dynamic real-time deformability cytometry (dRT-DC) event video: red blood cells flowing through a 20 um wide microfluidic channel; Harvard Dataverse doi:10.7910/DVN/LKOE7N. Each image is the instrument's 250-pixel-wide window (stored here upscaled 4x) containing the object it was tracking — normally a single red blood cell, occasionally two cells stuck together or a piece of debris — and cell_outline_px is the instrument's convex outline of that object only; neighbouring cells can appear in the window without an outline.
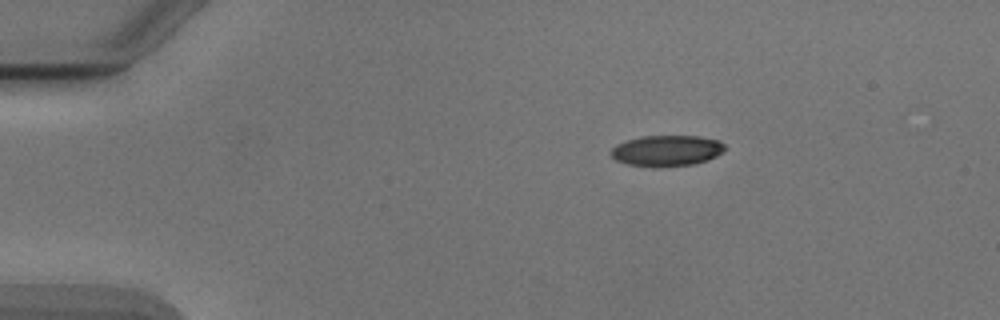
{"species": "Egyptian fruit bat (a non-hibernating species)", "species_latin": "Rousettus aegyptiacus", "temperature_condition": "cold", "stored_images_in_passage": 45, "camera_frame_rate_fps": 3000, "um_per_image_px": 0.085, "animal": {"sex": "male"}, "frame": {"image": 1, "passage_image": 1, "time_ms": 0.0, "image_size_px": [1000, 320], "cell_outline_px": [[724, 152], [708, 160], [692, 164], [628, 164], [616, 160], [608, 152], [616, 144], [628, 140], [644, 136], [700, 136], [720, 140], [724, 144]], "centroid_in_image_um": [56.71, 12.75], "position_along_channel_um": 28.3, "area_um2": 19.77}}
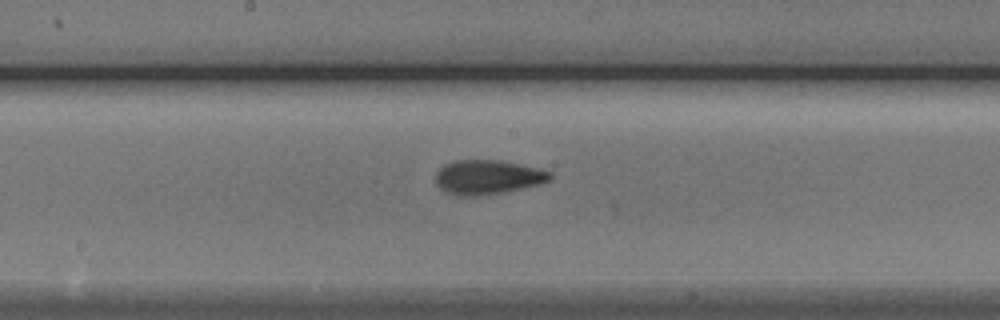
{"frame": {"image": 2, "passage_image": 20, "time_ms": 6.333, "image_size_px": [1000, 320], "cell_outline_px": [[552, 176], [548, 180], [536, 184], [504, 192], [480, 196], [456, 196], [444, 192], [436, 184], [436, 172], [444, 164], [456, 160], [500, 160], [536, 168], [552, 172]], "centroid_in_image_um": [41.38, 15.06], "position_along_channel_um": 206.8, "area_um2": 22.77}}
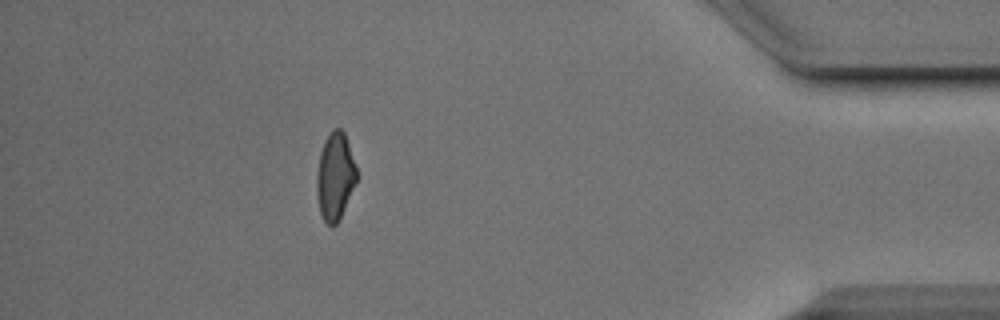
{"frame": {"image": 3, "passage_image": 39, "time_ms": 12.667, "image_size_px": [1000, 320], "cell_outline_px": [[360, 176], [336, 224], [332, 228], [324, 220], [320, 212], [316, 184], [316, 176], [320, 152], [324, 140], [332, 128], [340, 128], [344, 132], [356, 164]], "centroid_in_image_um": [28.51, 14.95], "position_along_channel_um": 406.7, "area_um2": 20.52}, "authors_computed_cell_mechanics": {"area_um2": 21.5016, "velocity_mm_per_s": 3.9041, "shape_relaxation_time_tau1_ms": 4.8066, "shape_relaxation_time_tau2_ms": 2.5476, "deformation_change_tau1": 0.1543, "deformation_change_tau2": 0.091}}